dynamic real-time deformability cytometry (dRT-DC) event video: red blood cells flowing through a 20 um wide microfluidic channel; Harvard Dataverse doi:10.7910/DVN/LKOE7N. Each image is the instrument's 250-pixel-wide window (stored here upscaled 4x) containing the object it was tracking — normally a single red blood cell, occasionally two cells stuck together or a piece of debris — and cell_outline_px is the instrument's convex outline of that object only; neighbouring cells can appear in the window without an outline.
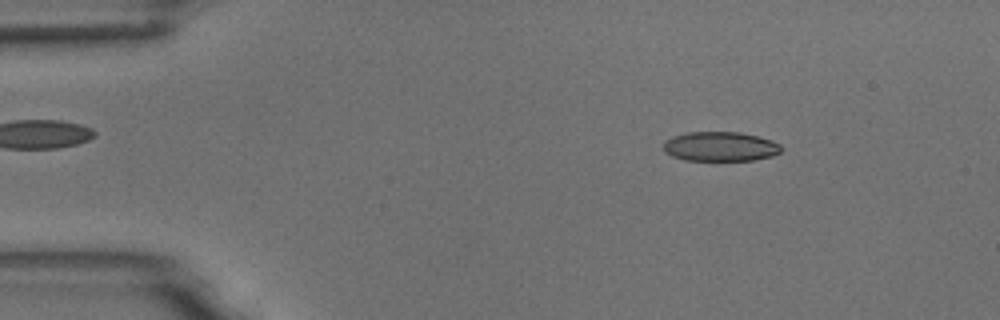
{"species": "common noctule bat (a hibernating species)", "species_latin": "Nyctalus noctula", "temperature_condition": "room temperature", "stored_images_in_passage": 4, "camera_frame_rate_fps": 3000, "um_per_image_px": 0.085, "animal": {"sex": "male", "body_mass_g": 18.8}, "frame": {"image": 1, "passage_image": 1, "time_ms": 0.0, "image_size_px": [1000, 320], "cell_outline_px": [[784, 148], [780, 152], [772, 156], [752, 160], [684, 160], [672, 156], [664, 152], [664, 140], [672, 136], [688, 132], [740, 132], [772, 140], [780, 144]], "centroid_in_image_um": [61.22, 12.45], "position_along_channel_um": 23.8, "area_um2": 20.35}}